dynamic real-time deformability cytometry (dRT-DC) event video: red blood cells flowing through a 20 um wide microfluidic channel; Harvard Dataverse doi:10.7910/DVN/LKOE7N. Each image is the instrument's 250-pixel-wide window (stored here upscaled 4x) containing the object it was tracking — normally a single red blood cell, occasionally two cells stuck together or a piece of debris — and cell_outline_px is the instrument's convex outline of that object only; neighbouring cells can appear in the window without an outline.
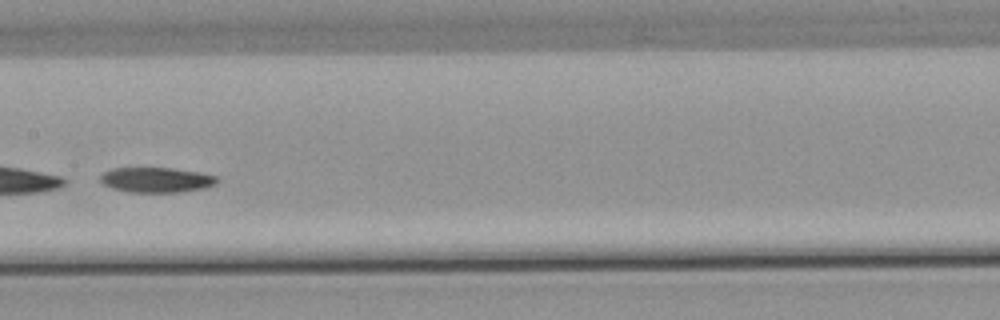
{"species": "common noctule bat (a hibernating species)", "species_latin": "Nyctalus noctula", "temperature_condition": "warm", "stored_images_in_passage": 52, "camera_frame_rate_fps": 3000, "um_per_image_px": 0.085, "animal": {"sex": "male", "body_mass_g": 21.5, "forearm_length_mm": 52.0}, "frame": {"image": 1, "passage_image": 27, "time_ms": 8.667, "image_size_px": [1000, 320], "cell_outline_px": [[220, 180], [216, 184], [204, 188], [180, 192], [128, 192], [112, 188], [104, 184], [100, 180], [100, 176], [104, 172], [112, 168], [172, 168], [200, 172], [216, 176]], "centroid_in_image_um": [13.31, 15.29], "position_along_channel_um": 194.1, "area_um2": 17.11}}
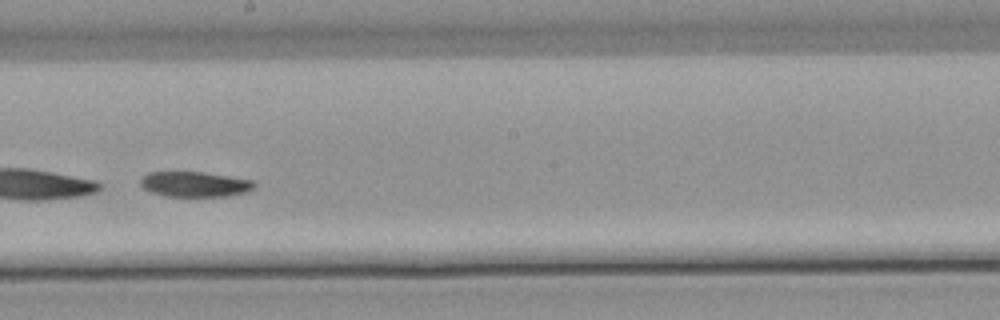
{"frame": {"image": 2, "passage_image": 30, "time_ms": 9.667, "image_size_px": [1000, 320], "cell_outline_px": [[256, 188], [244, 192], [228, 196], [164, 196], [152, 192], [144, 188], [140, 184], [140, 176], [148, 172], [204, 172], [252, 180], [256, 184]], "centroid_in_image_um": [16.53, 15.65], "position_along_channel_um": 231.7, "area_um2": 16.76}}